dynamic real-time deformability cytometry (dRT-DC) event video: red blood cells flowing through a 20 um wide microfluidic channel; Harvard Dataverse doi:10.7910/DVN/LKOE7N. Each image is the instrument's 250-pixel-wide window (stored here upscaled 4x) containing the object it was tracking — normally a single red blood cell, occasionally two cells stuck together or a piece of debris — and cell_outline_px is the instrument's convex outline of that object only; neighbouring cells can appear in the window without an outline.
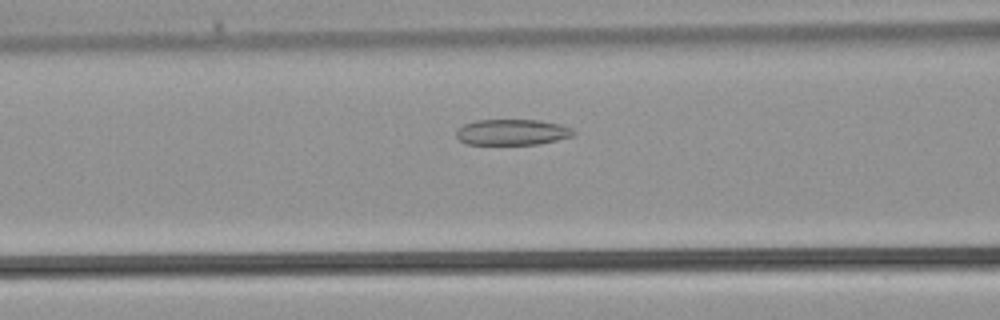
{"species": "common noctule bat (a hibernating species)", "species_latin": "Nyctalus noctula", "temperature_condition": "warm", "stored_images_in_passage": 30, "camera_frame_rate_fps": 3000, "um_per_image_px": 0.085, "animal": {"sex": "male", "body_mass_g": 21.5, "forearm_length_mm": 52.0}, "frame": {"image": 1, "passage_image": 11, "time_ms": 3.333, "image_size_px": [1000, 320], "cell_outline_px": [[576, 132], [572, 136], [540, 144], [468, 144], [460, 140], [456, 136], [456, 132], [464, 124], [476, 120], [540, 120], [560, 124], [572, 128]], "centroid_in_image_um": [43.56, 11.23], "position_along_channel_um": 123.0, "area_um2": 17.57}}
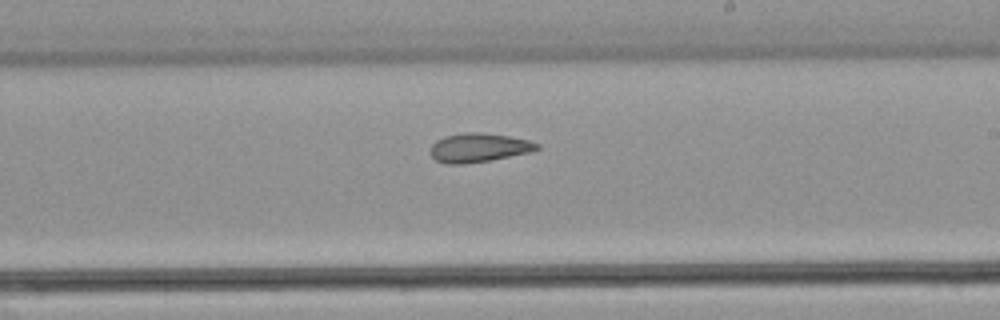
{"frame": {"image": 2, "passage_image": 18, "time_ms": 5.667, "image_size_px": [1000, 320], "cell_outline_px": [[540, 148], [532, 152], [492, 160], [464, 164], [448, 164], [436, 160], [432, 156], [428, 148], [436, 140], [444, 136], [464, 132], [480, 132], [508, 136], [528, 140], [540, 144]], "centroid_in_image_um": [40.68, 12.55], "position_along_channel_um": 248.3, "area_um2": 18.21}}
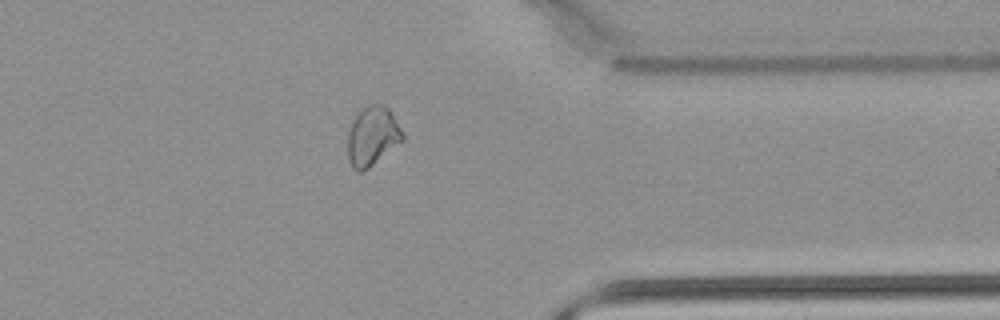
{"frame": {"image": 3, "passage_image": 26, "time_ms": 8.333, "image_size_px": [1000, 320], "cell_outline_px": [[404, 140], [368, 168], [360, 172], [356, 172], [352, 168], [348, 160], [348, 132], [352, 120], [360, 108], [368, 104], [384, 104], [388, 108], [400, 128], [404, 136]], "centroid_in_image_um": [31.62, 11.56], "position_along_channel_um": 379.8, "area_um2": 19.02}}